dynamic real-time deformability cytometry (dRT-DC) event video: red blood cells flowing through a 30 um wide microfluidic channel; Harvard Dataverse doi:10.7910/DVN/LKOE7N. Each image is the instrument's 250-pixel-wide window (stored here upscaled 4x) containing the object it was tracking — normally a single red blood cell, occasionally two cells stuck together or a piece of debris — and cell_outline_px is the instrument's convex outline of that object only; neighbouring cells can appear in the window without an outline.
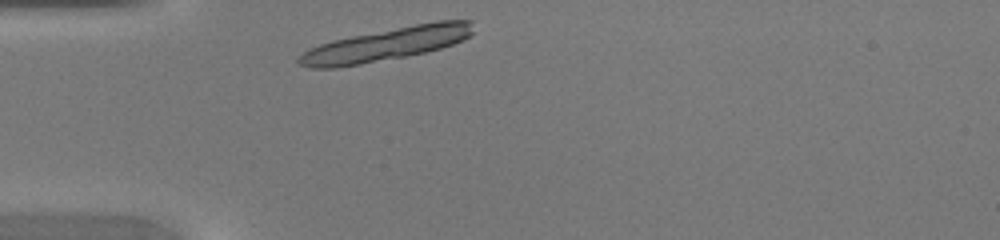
{"species": "common noctule bat (a hibernating species)", "species_latin": "Nyctalus noctula", "temperature_condition": "warm", "stored_images_in_passage": 26, "camera_frame_rate_fps": 3000, "um_per_image_px": 0.085, "animal": {"sex": "female", "body_mass_g": 20.0, "forearm_length_mm": 54.0}, "frame": {"image": 1, "passage_image": 1, "time_ms": 0.0, "image_size_px": [1000, 240], "cell_outline_px": [[472, 32], [464, 40], [440, 48], [424, 52], [404, 56], [360, 64], [336, 68], [308, 68], [300, 64], [296, 60], [304, 52], [320, 44], [332, 40], [352, 36], [436, 20], [472, 20]], "centroid_in_image_um": [32.84, 3.75], "position_along_channel_um": 52.2, "area_um2": 33.06}}